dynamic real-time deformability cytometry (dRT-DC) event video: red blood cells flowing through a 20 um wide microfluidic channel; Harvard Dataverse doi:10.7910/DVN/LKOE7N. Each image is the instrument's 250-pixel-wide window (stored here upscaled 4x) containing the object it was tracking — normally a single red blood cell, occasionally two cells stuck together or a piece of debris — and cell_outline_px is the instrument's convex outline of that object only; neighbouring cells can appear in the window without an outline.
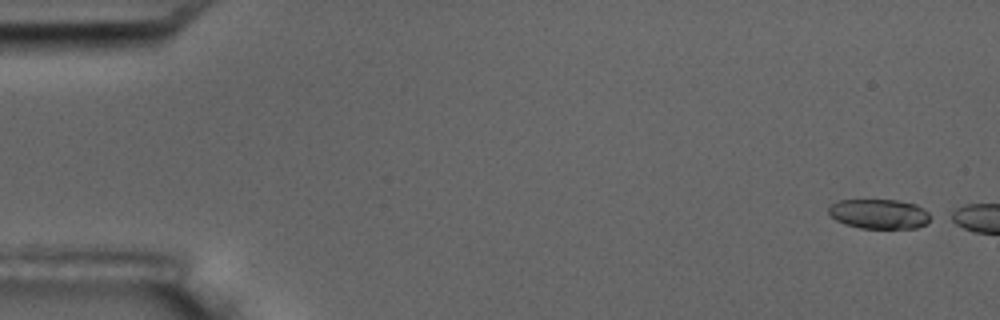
{"species": "common noctule bat (a hibernating species)", "species_latin": "Nyctalus noctula", "temperature_condition": "room temperature", "stored_images_in_passage": 2, "camera_frame_rate_fps": 3000, "um_per_image_px": 0.085, "animal": {"sex": "male", "body_mass_g": 17.5, "forearm_length_mm": 52.3}, "frame": {"image": 1, "passage_image": 1, "time_ms": 0.0, "image_size_px": [1000, 320], "cell_outline_px": [[936, 216], [928, 224], [916, 228], [860, 228], [844, 224], [836, 220], [828, 212], [828, 208], [836, 200], [896, 200], [916, 204]], "centroid_in_image_um": [74.8, 18.19], "position_along_channel_um": 10.2, "area_um2": 17.98}}